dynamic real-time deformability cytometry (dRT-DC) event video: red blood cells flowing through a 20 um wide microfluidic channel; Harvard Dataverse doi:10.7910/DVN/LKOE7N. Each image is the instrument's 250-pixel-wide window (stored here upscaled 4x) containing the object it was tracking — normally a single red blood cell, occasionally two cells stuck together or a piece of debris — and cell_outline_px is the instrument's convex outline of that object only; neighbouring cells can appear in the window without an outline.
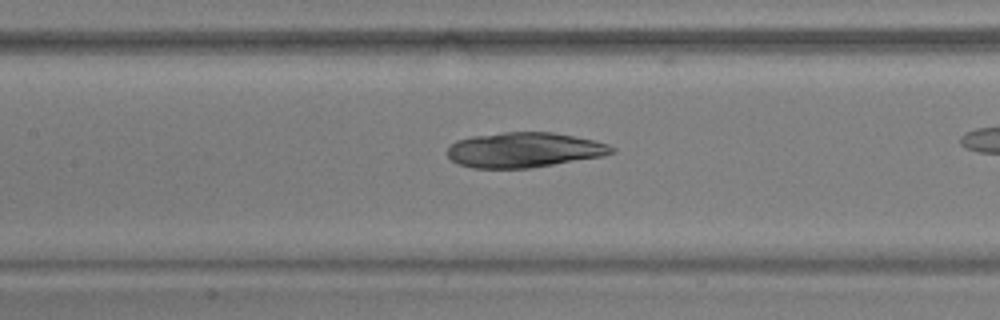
{"species": "common noctule bat (a hibernating species)", "species_latin": "Nyctalus noctula", "temperature_condition": "warm", "stored_images_in_passage": 44, "camera_frame_rate_fps": 3000, "um_per_image_px": 0.085, "animal": {"sex": "male", "body_mass_g": 17.9, "forearm_length_mm": 54.2}, "frame": {"image": 1, "passage_image": 26, "time_ms": 8.333, "image_size_px": [1000, 320], "cell_outline_px": [[616, 152], [604, 156], [528, 168], [472, 168], [456, 164], [448, 156], [448, 148], [456, 140], [472, 136], [504, 132], [552, 132], [592, 140], [608, 144], [616, 148]], "centroid_in_image_um": [44.54, 12.75], "position_along_channel_um": 162.9, "area_um2": 33.52}}